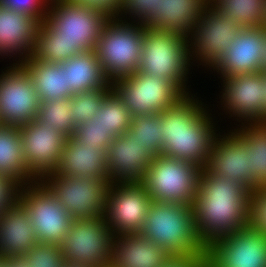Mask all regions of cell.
<instances>
[{
  "mask_svg": "<svg viewBox=\"0 0 266 267\" xmlns=\"http://www.w3.org/2000/svg\"><path fill=\"white\" fill-rule=\"evenodd\" d=\"M259 73L266 74V36H265V42L263 45V52L261 54V64L259 67Z\"/></svg>",
  "mask_w": 266,
  "mask_h": 267,
  "instance_id": "obj_45",
  "label": "cell"
},
{
  "mask_svg": "<svg viewBox=\"0 0 266 267\" xmlns=\"http://www.w3.org/2000/svg\"><path fill=\"white\" fill-rule=\"evenodd\" d=\"M50 0H0V4L9 9L19 11L38 18L41 22L45 20Z\"/></svg>",
  "mask_w": 266,
  "mask_h": 267,
  "instance_id": "obj_40",
  "label": "cell"
},
{
  "mask_svg": "<svg viewBox=\"0 0 266 267\" xmlns=\"http://www.w3.org/2000/svg\"><path fill=\"white\" fill-rule=\"evenodd\" d=\"M194 97L195 94H185L161 112V155L188 161L204 169L218 133H215L217 130L210 117L212 114L202 101Z\"/></svg>",
  "mask_w": 266,
  "mask_h": 267,
  "instance_id": "obj_2",
  "label": "cell"
},
{
  "mask_svg": "<svg viewBox=\"0 0 266 267\" xmlns=\"http://www.w3.org/2000/svg\"><path fill=\"white\" fill-rule=\"evenodd\" d=\"M203 169L188 161L159 155L141 181L152 201L192 206Z\"/></svg>",
  "mask_w": 266,
  "mask_h": 267,
  "instance_id": "obj_7",
  "label": "cell"
},
{
  "mask_svg": "<svg viewBox=\"0 0 266 267\" xmlns=\"http://www.w3.org/2000/svg\"><path fill=\"white\" fill-rule=\"evenodd\" d=\"M171 256L141 233L116 235L109 267H162Z\"/></svg>",
  "mask_w": 266,
  "mask_h": 267,
  "instance_id": "obj_23",
  "label": "cell"
},
{
  "mask_svg": "<svg viewBox=\"0 0 266 267\" xmlns=\"http://www.w3.org/2000/svg\"><path fill=\"white\" fill-rule=\"evenodd\" d=\"M71 137L78 143L96 147V149H105L106 151L115 138V136L99 124L95 118L78 126Z\"/></svg>",
  "mask_w": 266,
  "mask_h": 267,
  "instance_id": "obj_36",
  "label": "cell"
},
{
  "mask_svg": "<svg viewBox=\"0 0 266 267\" xmlns=\"http://www.w3.org/2000/svg\"><path fill=\"white\" fill-rule=\"evenodd\" d=\"M140 233L171 255L206 253L195 225L193 206L151 201Z\"/></svg>",
  "mask_w": 266,
  "mask_h": 267,
  "instance_id": "obj_3",
  "label": "cell"
},
{
  "mask_svg": "<svg viewBox=\"0 0 266 267\" xmlns=\"http://www.w3.org/2000/svg\"><path fill=\"white\" fill-rule=\"evenodd\" d=\"M214 138L204 169L212 175L234 180L251 190V169L245 141L234 131Z\"/></svg>",
  "mask_w": 266,
  "mask_h": 267,
  "instance_id": "obj_19",
  "label": "cell"
},
{
  "mask_svg": "<svg viewBox=\"0 0 266 267\" xmlns=\"http://www.w3.org/2000/svg\"><path fill=\"white\" fill-rule=\"evenodd\" d=\"M53 174L73 178L90 176L96 179H109L107 151L78 143L72 137H68Z\"/></svg>",
  "mask_w": 266,
  "mask_h": 267,
  "instance_id": "obj_24",
  "label": "cell"
},
{
  "mask_svg": "<svg viewBox=\"0 0 266 267\" xmlns=\"http://www.w3.org/2000/svg\"><path fill=\"white\" fill-rule=\"evenodd\" d=\"M141 182L111 183L104 218L115 235L140 233L151 203Z\"/></svg>",
  "mask_w": 266,
  "mask_h": 267,
  "instance_id": "obj_14",
  "label": "cell"
},
{
  "mask_svg": "<svg viewBox=\"0 0 266 267\" xmlns=\"http://www.w3.org/2000/svg\"><path fill=\"white\" fill-rule=\"evenodd\" d=\"M19 133L27 173L36 182L55 173L68 137L53 126L42 124L36 119L19 127Z\"/></svg>",
  "mask_w": 266,
  "mask_h": 267,
  "instance_id": "obj_15",
  "label": "cell"
},
{
  "mask_svg": "<svg viewBox=\"0 0 266 267\" xmlns=\"http://www.w3.org/2000/svg\"><path fill=\"white\" fill-rule=\"evenodd\" d=\"M4 263H5V258L0 256V267H4Z\"/></svg>",
  "mask_w": 266,
  "mask_h": 267,
  "instance_id": "obj_48",
  "label": "cell"
},
{
  "mask_svg": "<svg viewBox=\"0 0 266 267\" xmlns=\"http://www.w3.org/2000/svg\"><path fill=\"white\" fill-rule=\"evenodd\" d=\"M263 27L266 29V6H265V14H264V20H263Z\"/></svg>",
  "mask_w": 266,
  "mask_h": 267,
  "instance_id": "obj_49",
  "label": "cell"
},
{
  "mask_svg": "<svg viewBox=\"0 0 266 267\" xmlns=\"http://www.w3.org/2000/svg\"><path fill=\"white\" fill-rule=\"evenodd\" d=\"M70 101L71 98H62L41 102L36 120L47 126H53L65 136L71 137L76 127L72 122Z\"/></svg>",
  "mask_w": 266,
  "mask_h": 267,
  "instance_id": "obj_33",
  "label": "cell"
},
{
  "mask_svg": "<svg viewBox=\"0 0 266 267\" xmlns=\"http://www.w3.org/2000/svg\"><path fill=\"white\" fill-rule=\"evenodd\" d=\"M265 104H264V122H266V74H265V88H264Z\"/></svg>",
  "mask_w": 266,
  "mask_h": 267,
  "instance_id": "obj_46",
  "label": "cell"
},
{
  "mask_svg": "<svg viewBox=\"0 0 266 267\" xmlns=\"http://www.w3.org/2000/svg\"><path fill=\"white\" fill-rule=\"evenodd\" d=\"M30 75L40 103L48 100L71 98L67 88V72L61 63L40 61L28 57L20 63Z\"/></svg>",
  "mask_w": 266,
  "mask_h": 267,
  "instance_id": "obj_27",
  "label": "cell"
},
{
  "mask_svg": "<svg viewBox=\"0 0 266 267\" xmlns=\"http://www.w3.org/2000/svg\"><path fill=\"white\" fill-rule=\"evenodd\" d=\"M241 124L234 131L245 141V149L249 153L252 191L266 187V122L244 125L242 121Z\"/></svg>",
  "mask_w": 266,
  "mask_h": 267,
  "instance_id": "obj_29",
  "label": "cell"
},
{
  "mask_svg": "<svg viewBox=\"0 0 266 267\" xmlns=\"http://www.w3.org/2000/svg\"><path fill=\"white\" fill-rule=\"evenodd\" d=\"M159 1L160 0H122L119 7L118 18L120 16L124 18V15L128 14L131 15V19H136L134 22L138 21L137 23L144 24L153 13L159 9Z\"/></svg>",
  "mask_w": 266,
  "mask_h": 267,
  "instance_id": "obj_39",
  "label": "cell"
},
{
  "mask_svg": "<svg viewBox=\"0 0 266 267\" xmlns=\"http://www.w3.org/2000/svg\"><path fill=\"white\" fill-rule=\"evenodd\" d=\"M187 38L178 33L146 26L137 72L168 79L184 94H189L186 82L191 61Z\"/></svg>",
  "mask_w": 266,
  "mask_h": 267,
  "instance_id": "obj_4",
  "label": "cell"
},
{
  "mask_svg": "<svg viewBox=\"0 0 266 267\" xmlns=\"http://www.w3.org/2000/svg\"><path fill=\"white\" fill-rule=\"evenodd\" d=\"M115 236L104 216L73 220L60 246L63 259L66 263L109 267Z\"/></svg>",
  "mask_w": 266,
  "mask_h": 267,
  "instance_id": "obj_8",
  "label": "cell"
},
{
  "mask_svg": "<svg viewBox=\"0 0 266 267\" xmlns=\"http://www.w3.org/2000/svg\"><path fill=\"white\" fill-rule=\"evenodd\" d=\"M112 91V87L91 90L74 94L69 104L72 122L75 127L95 118L105 97Z\"/></svg>",
  "mask_w": 266,
  "mask_h": 267,
  "instance_id": "obj_35",
  "label": "cell"
},
{
  "mask_svg": "<svg viewBox=\"0 0 266 267\" xmlns=\"http://www.w3.org/2000/svg\"><path fill=\"white\" fill-rule=\"evenodd\" d=\"M251 190L203 169L193 202L195 225L205 246L248 226Z\"/></svg>",
  "mask_w": 266,
  "mask_h": 267,
  "instance_id": "obj_1",
  "label": "cell"
},
{
  "mask_svg": "<svg viewBox=\"0 0 266 267\" xmlns=\"http://www.w3.org/2000/svg\"><path fill=\"white\" fill-rule=\"evenodd\" d=\"M0 175L18 187L36 182L27 173L19 127L0 125Z\"/></svg>",
  "mask_w": 266,
  "mask_h": 267,
  "instance_id": "obj_28",
  "label": "cell"
},
{
  "mask_svg": "<svg viewBox=\"0 0 266 267\" xmlns=\"http://www.w3.org/2000/svg\"><path fill=\"white\" fill-rule=\"evenodd\" d=\"M264 27L243 28L232 42L231 47L212 67L223 77L231 75L258 73L261 54L265 42Z\"/></svg>",
  "mask_w": 266,
  "mask_h": 267,
  "instance_id": "obj_20",
  "label": "cell"
},
{
  "mask_svg": "<svg viewBox=\"0 0 266 267\" xmlns=\"http://www.w3.org/2000/svg\"><path fill=\"white\" fill-rule=\"evenodd\" d=\"M42 22L78 53L95 50L106 22L104 11L81 6L67 0H50Z\"/></svg>",
  "mask_w": 266,
  "mask_h": 267,
  "instance_id": "obj_6",
  "label": "cell"
},
{
  "mask_svg": "<svg viewBox=\"0 0 266 267\" xmlns=\"http://www.w3.org/2000/svg\"><path fill=\"white\" fill-rule=\"evenodd\" d=\"M81 6L104 11L110 17H117L122 0H67Z\"/></svg>",
  "mask_w": 266,
  "mask_h": 267,
  "instance_id": "obj_42",
  "label": "cell"
},
{
  "mask_svg": "<svg viewBox=\"0 0 266 267\" xmlns=\"http://www.w3.org/2000/svg\"><path fill=\"white\" fill-rule=\"evenodd\" d=\"M39 105L37 92L27 70L20 63L7 67L0 75V125H27L36 119Z\"/></svg>",
  "mask_w": 266,
  "mask_h": 267,
  "instance_id": "obj_13",
  "label": "cell"
},
{
  "mask_svg": "<svg viewBox=\"0 0 266 267\" xmlns=\"http://www.w3.org/2000/svg\"><path fill=\"white\" fill-rule=\"evenodd\" d=\"M111 87L133 117L159 114L185 95L168 79L139 72L111 81Z\"/></svg>",
  "mask_w": 266,
  "mask_h": 267,
  "instance_id": "obj_10",
  "label": "cell"
},
{
  "mask_svg": "<svg viewBox=\"0 0 266 267\" xmlns=\"http://www.w3.org/2000/svg\"><path fill=\"white\" fill-rule=\"evenodd\" d=\"M18 186L8 177L0 175V213L17 198Z\"/></svg>",
  "mask_w": 266,
  "mask_h": 267,
  "instance_id": "obj_43",
  "label": "cell"
},
{
  "mask_svg": "<svg viewBox=\"0 0 266 267\" xmlns=\"http://www.w3.org/2000/svg\"><path fill=\"white\" fill-rule=\"evenodd\" d=\"M17 199L29 213L39 243L61 246L73 218L41 183L18 187Z\"/></svg>",
  "mask_w": 266,
  "mask_h": 267,
  "instance_id": "obj_11",
  "label": "cell"
},
{
  "mask_svg": "<svg viewBox=\"0 0 266 267\" xmlns=\"http://www.w3.org/2000/svg\"><path fill=\"white\" fill-rule=\"evenodd\" d=\"M207 267H266V235L249 226L206 246Z\"/></svg>",
  "mask_w": 266,
  "mask_h": 267,
  "instance_id": "obj_16",
  "label": "cell"
},
{
  "mask_svg": "<svg viewBox=\"0 0 266 267\" xmlns=\"http://www.w3.org/2000/svg\"><path fill=\"white\" fill-rule=\"evenodd\" d=\"M38 242L28 211L16 198L0 213V256L23 257Z\"/></svg>",
  "mask_w": 266,
  "mask_h": 267,
  "instance_id": "obj_22",
  "label": "cell"
},
{
  "mask_svg": "<svg viewBox=\"0 0 266 267\" xmlns=\"http://www.w3.org/2000/svg\"><path fill=\"white\" fill-rule=\"evenodd\" d=\"M242 29V26L226 18L209 2L187 36L190 60L196 57L200 65L202 63V66L212 68Z\"/></svg>",
  "mask_w": 266,
  "mask_h": 267,
  "instance_id": "obj_12",
  "label": "cell"
},
{
  "mask_svg": "<svg viewBox=\"0 0 266 267\" xmlns=\"http://www.w3.org/2000/svg\"><path fill=\"white\" fill-rule=\"evenodd\" d=\"M64 267H89V266H84L80 264H72V263H66Z\"/></svg>",
  "mask_w": 266,
  "mask_h": 267,
  "instance_id": "obj_47",
  "label": "cell"
},
{
  "mask_svg": "<svg viewBox=\"0 0 266 267\" xmlns=\"http://www.w3.org/2000/svg\"><path fill=\"white\" fill-rule=\"evenodd\" d=\"M31 267H64L66 262L60 246L37 243L23 256Z\"/></svg>",
  "mask_w": 266,
  "mask_h": 267,
  "instance_id": "obj_37",
  "label": "cell"
},
{
  "mask_svg": "<svg viewBox=\"0 0 266 267\" xmlns=\"http://www.w3.org/2000/svg\"><path fill=\"white\" fill-rule=\"evenodd\" d=\"M221 80L224 87L221 105L230 118L237 117L239 122L243 119L244 124L264 122L265 74L231 75Z\"/></svg>",
  "mask_w": 266,
  "mask_h": 267,
  "instance_id": "obj_17",
  "label": "cell"
},
{
  "mask_svg": "<svg viewBox=\"0 0 266 267\" xmlns=\"http://www.w3.org/2000/svg\"><path fill=\"white\" fill-rule=\"evenodd\" d=\"M155 155L126 132L118 135L107 150L108 178L111 183L141 182Z\"/></svg>",
  "mask_w": 266,
  "mask_h": 267,
  "instance_id": "obj_18",
  "label": "cell"
},
{
  "mask_svg": "<svg viewBox=\"0 0 266 267\" xmlns=\"http://www.w3.org/2000/svg\"><path fill=\"white\" fill-rule=\"evenodd\" d=\"M4 267H31L24 257H8L5 258Z\"/></svg>",
  "mask_w": 266,
  "mask_h": 267,
  "instance_id": "obj_44",
  "label": "cell"
},
{
  "mask_svg": "<svg viewBox=\"0 0 266 267\" xmlns=\"http://www.w3.org/2000/svg\"><path fill=\"white\" fill-rule=\"evenodd\" d=\"M162 267H207L206 254L171 255Z\"/></svg>",
  "mask_w": 266,
  "mask_h": 267,
  "instance_id": "obj_41",
  "label": "cell"
},
{
  "mask_svg": "<svg viewBox=\"0 0 266 267\" xmlns=\"http://www.w3.org/2000/svg\"><path fill=\"white\" fill-rule=\"evenodd\" d=\"M95 119L116 137L129 130L133 116L112 90L103 100Z\"/></svg>",
  "mask_w": 266,
  "mask_h": 267,
  "instance_id": "obj_32",
  "label": "cell"
},
{
  "mask_svg": "<svg viewBox=\"0 0 266 267\" xmlns=\"http://www.w3.org/2000/svg\"><path fill=\"white\" fill-rule=\"evenodd\" d=\"M122 19L111 17L95 46V53L110 81L137 72L142 55L146 26Z\"/></svg>",
  "mask_w": 266,
  "mask_h": 267,
  "instance_id": "obj_5",
  "label": "cell"
},
{
  "mask_svg": "<svg viewBox=\"0 0 266 267\" xmlns=\"http://www.w3.org/2000/svg\"><path fill=\"white\" fill-rule=\"evenodd\" d=\"M208 3L209 0H160L159 9L144 25L188 36Z\"/></svg>",
  "mask_w": 266,
  "mask_h": 267,
  "instance_id": "obj_25",
  "label": "cell"
},
{
  "mask_svg": "<svg viewBox=\"0 0 266 267\" xmlns=\"http://www.w3.org/2000/svg\"><path fill=\"white\" fill-rule=\"evenodd\" d=\"M61 65L67 72V88L73 94L111 86V81L106 76L95 50L79 53L61 62Z\"/></svg>",
  "mask_w": 266,
  "mask_h": 267,
  "instance_id": "obj_26",
  "label": "cell"
},
{
  "mask_svg": "<svg viewBox=\"0 0 266 267\" xmlns=\"http://www.w3.org/2000/svg\"><path fill=\"white\" fill-rule=\"evenodd\" d=\"M248 226L266 235V187L250 193Z\"/></svg>",
  "mask_w": 266,
  "mask_h": 267,
  "instance_id": "obj_38",
  "label": "cell"
},
{
  "mask_svg": "<svg viewBox=\"0 0 266 267\" xmlns=\"http://www.w3.org/2000/svg\"><path fill=\"white\" fill-rule=\"evenodd\" d=\"M222 15L243 28L263 27L266 0H210Z\"/></svg>",
  "mask_w": 266,
  "mask_h": 267,
  "instance_id": "obj_30",
  "label": "cell"
},
{
  "mask_svg": "<svg viewBox=\"0 0 266 267\" xmlns=\"http://www.w3.org/2000/svg\"><path fill=\"white\" fill-rule=\"evenodd\" d=\"M78 54L79 53L72 48V45L56 37L55 34L41 22L31 56L33 59L61 63Z\"/></svg>",
  "mask_w": 266,
  "mask_h": 267,
  "instance_id": "obj_31",
  "label": "cell"
},
{
  "mask_svg": "<svg viewBox=\"0 0 266 267\" xmlns=\"http://www.w3.org/2000/svg\"><path fill=\"white\" fill-rule=\"evenodd\" d=\"M40 24L38 18L0 4V55L18 54L17 63L31 57Z\"/></svg>",
  "mask_w": 266,
  "mask_h": 267,
  "instance_id": "obj_21",
  "label": "cell"
},
{
  "mask_svg": "<svg viewBox=\"0 0 266 267\" xmlns=\"http://www.w3.org/2000/svg\"><path fill=\"white\" fill-rule=\"evenodd\" d=\"M133 139L145 144L155 156L161 155L163 146L161 113L149 116H134L127 131Z\"/></svg>",
  "mask_w": 266,
  "mask_h": 267,
  "instance_id": "obj_34",
  "label": "cell"
},
{
  "mask_svg": "<svg viewBox=\"0 0 266 267\" xmlns=\"http://www.w3.org/2000/svg\"><path fill=\"white\" fill-rule=\"evenodd\" d=\"M58 200L73 220L104 216L109 179L64 177L50 174L40 181Z\"/></svg>",
  "mask_w": 266,
  "mask_h": 267,
  "instance_id": "obj_9",
  "label": "cell"
}]
</instances>
